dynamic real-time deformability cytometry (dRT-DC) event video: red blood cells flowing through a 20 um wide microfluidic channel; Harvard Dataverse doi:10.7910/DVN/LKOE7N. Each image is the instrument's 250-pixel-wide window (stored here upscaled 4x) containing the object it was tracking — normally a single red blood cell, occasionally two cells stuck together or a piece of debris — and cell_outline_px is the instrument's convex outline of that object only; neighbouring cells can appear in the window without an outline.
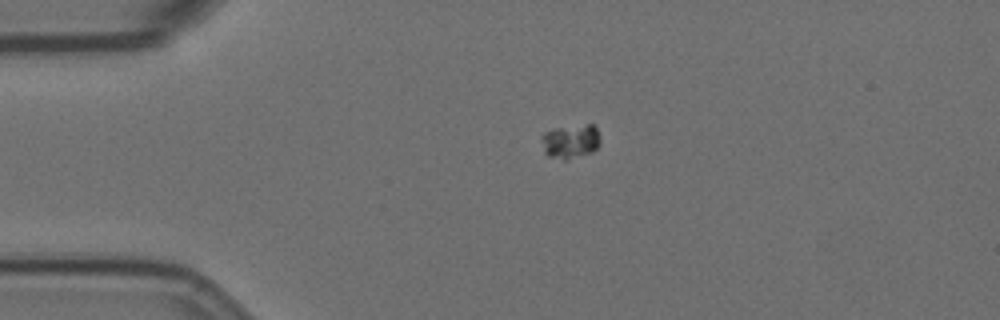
{"species": "Egyptian fruit bat (a non-hibernating species)", "species_latin": "Rousettus aegyptiacus", "temperature_condition": "room temperature", "stored_images_in_passage": 53, "camera_frame_rate_fps": 3000, "um_per_image_px": 0.085, "animal": {"sex": "female"}, "frame": {"image": 1, "passage_image": 7, "time_ms": 2.0, "image_size_px": [1000, 320], "cell_outline_px": [[600, 144], [592, 152], [564, 160], [548, 156], [544, 152], [544, 132], [556, 128], [588, 124], [596, 124], [600, 136]], "centroid_in_image_um": [48.57, 12.0], "position_along_channel_um": 36.4, "area_um2": 11.5}}
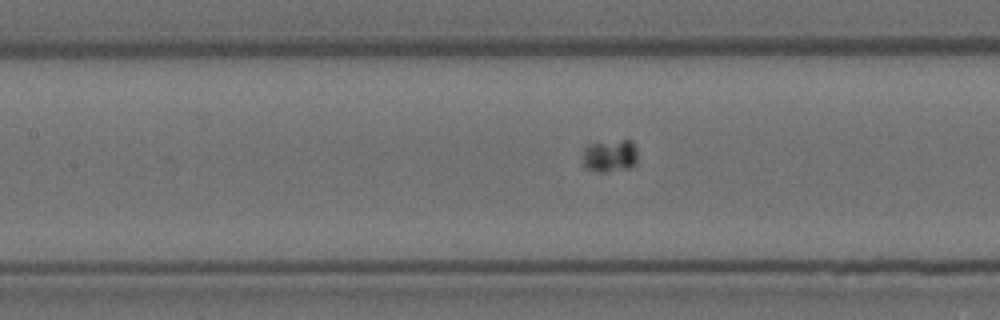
{"frame": {"image": 2, "passage_image": 20, "time_ms": 6.333, "image_size_px": [1000, 320], "cell_outline_px": [[636, 164], [628, 168], [604, 172], [600, 172], [584, 168], [584, 148], [588, 144], [620, 140], [632, 140], [636, 148]], "centroid_in_image_um": [51.85, 13.24], "position_along_channel_um": 155.5, "area_um2": 10.35}}
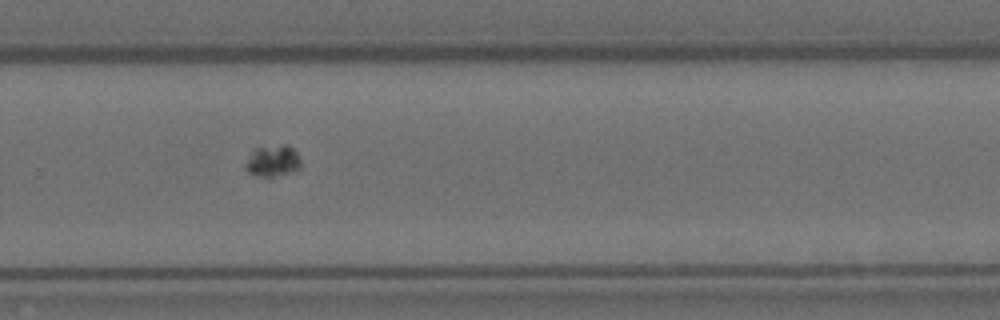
{"frame": {"image": 3, "passage_image": 33, "time_ms": 10.667, "image_size_px": [1000, 320], "cell_outline_px": [[300, 168], [268, 180], [256, 176], [248, 172], [244, 168], [244, 164], [252, 152], [256, 148], [284, 144], [288, 144], [296, 152], [300, 160]], "centroid_in_image_um": [23.16, 13.72], "position_along_channel_um": 306.6, "area_um2": 10.4}}